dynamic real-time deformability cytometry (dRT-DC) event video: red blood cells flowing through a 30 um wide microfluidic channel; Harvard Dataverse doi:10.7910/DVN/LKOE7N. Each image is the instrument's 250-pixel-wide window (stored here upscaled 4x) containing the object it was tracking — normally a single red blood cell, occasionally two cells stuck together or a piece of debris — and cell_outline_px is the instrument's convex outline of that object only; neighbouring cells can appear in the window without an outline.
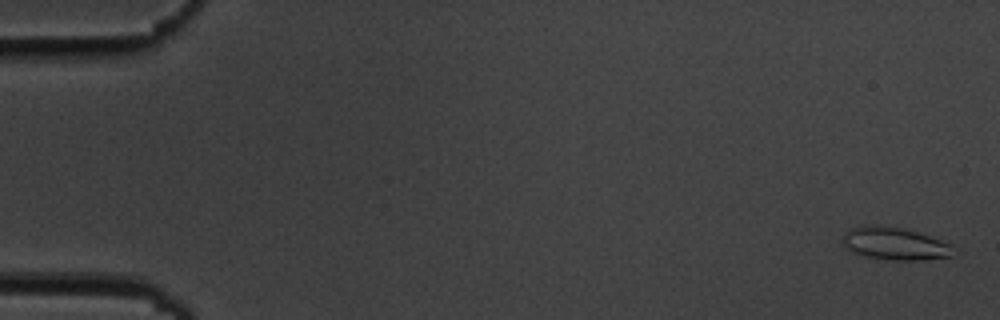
{"species": "common noctule bat (a hibernating species)", "species_latin": "Nyctalus noctula", "temperature_condition": "cold", "stored_images_in_passage": 55, "camera_frame_rate_fps": 3000, "um_per_image_px": 0.085, "animal": {"sex": "male", "body_mass_g": 19.5, "forearm_length_mm": 54.6}, "frame": {"image": 1, "passage_image": 2, "time_ms": 0.333, "image_size_px": [1000, 320], "cell_outline_px": [[960, 252], [956, 256], [920, 260], [892, 260], [864, 256], [852, 252], [844, 244], [844, 232], [852, 228], [864, 224], [876, 224], [904, 228], [940, 240], [948, 244]], "centroid_in_image_um": [76.1, 20.71], "position_along_channel_um": 8.9, "area_um2": 21.21}}
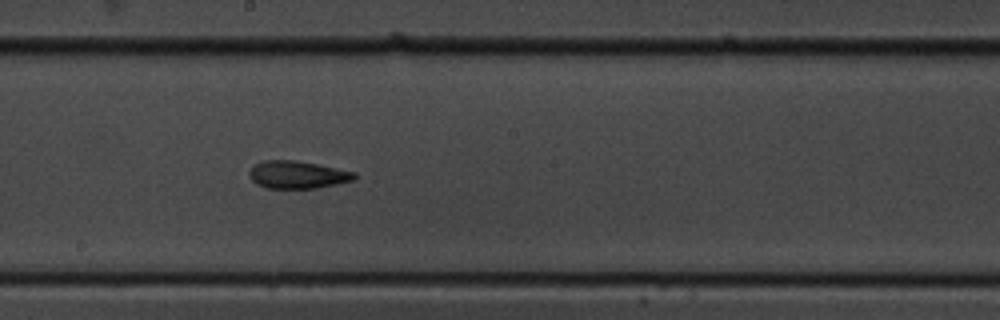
{"frame": {"image": 2, "passage_image": 31, "time_ms": 10.0, "image_size_px": [1000, 320], "cell_outline_px": [[356, 176], [352, 180], [336, 184], [316, 188], [264, 188], [256, 184], [252, 180], [248, 172], [256, 164], [264, 160], [292, 160], [316, 164], [356, 172]], "centroid_in_image_um": [25.26, 14.86], "position_along_channel_um": 222.9, "area_um2": 16.7}}
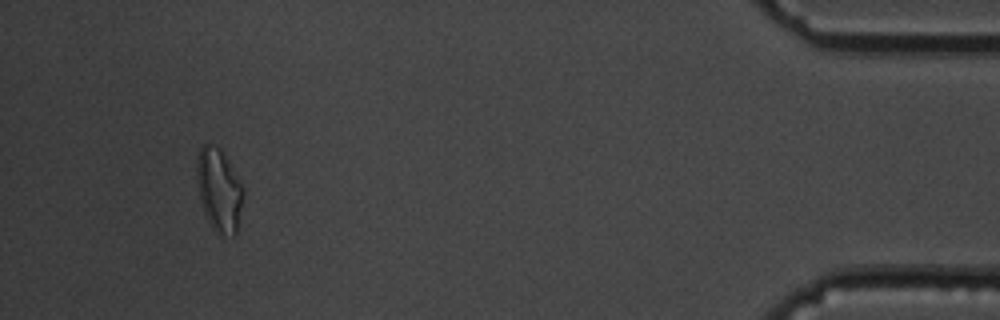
{"frame": {"image": 3, "passage_image": 52, "time_ms": 17.0, "image_size_px": [1000, 320], "cell_outline_px": [[244, 192], [236, 232], [232, 236], [220, 236], [212, 228], [204, 212], [200, 200], [196, 180], [196, 164], [200, 148], [204, 144], [216, 144], [220, 148], [244, 188]], "centroid_in_image_um": [18.6, 16.16], "position_along_channel_um": 416.6, "area_um2": 22.48}, "authors_computed_cell_mechanics": {"area_um2": 17.918, "velocity_mm_per_s": 3.6856, "shape_relaxation_time_tau1_ms": 7.0815, "shape_relaxation_time_tau2_ms": 2.1321, "deformation_change_tau1": 0.2372, "deformation_change_tau2": 0.1009}}